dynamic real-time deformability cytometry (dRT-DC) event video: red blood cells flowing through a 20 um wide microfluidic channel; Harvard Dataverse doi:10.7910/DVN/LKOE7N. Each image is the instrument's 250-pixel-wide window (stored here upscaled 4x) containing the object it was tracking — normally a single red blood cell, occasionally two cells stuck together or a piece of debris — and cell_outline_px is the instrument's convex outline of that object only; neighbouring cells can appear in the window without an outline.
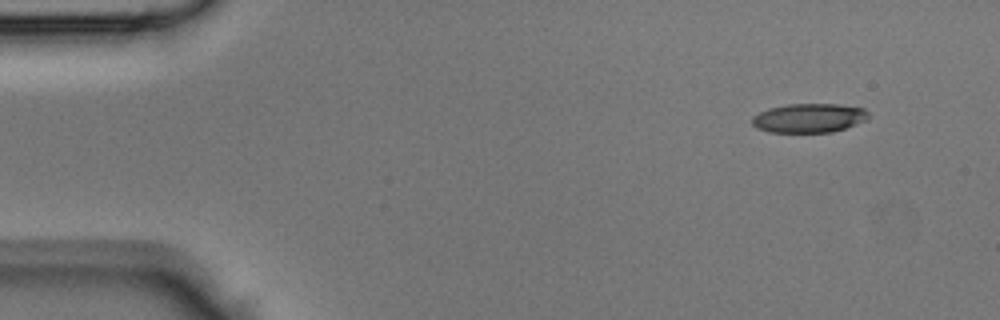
{"species": "Egyptian fruit bat (a non-hibernating species)", "species_latin": "Rousettus aegyptiacus", "temperature_condition": "room temperature", "stored_images_in_passage": 41, "camera_frame_rate_fps": 3000, "um_per_image_px": 0.085, "animal": {"sex": "male"}, "frame": {"image": 1, "passage_image": 1, "time_ms": 0.0, "image_size_px": [1000, 320], "cell_outline_px": [[868, 120], [832, 132], [768, 132], [756, 128], [752, 124], [752, 116], [768, 108], [788, 104], [840, 104], [864, 108], [868, 112]], "centroid_in_image_um": [68.76, 10.03], "position_along_channel_um": 16.2, "area_um2": 19.83}}
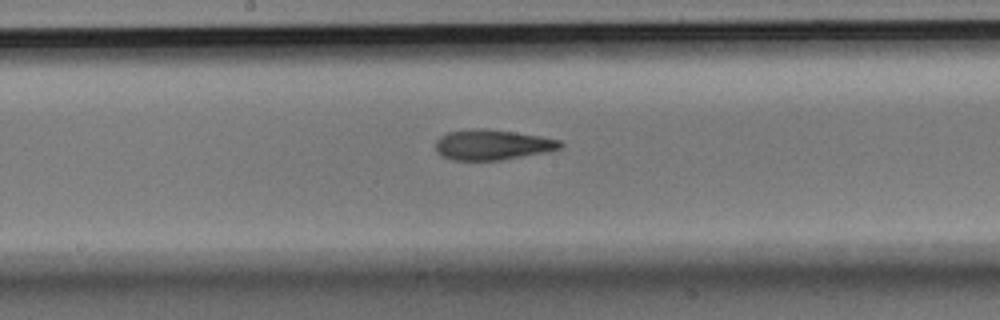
{"frame": {"image": 2, "passage_image": 20, "time_ms": 6.333, "image_size_px": [1000, 320], "cell_outline_px": [[564, 144], [560, 148], [544, 152], [500, 160], [452, 160], [436, 152], [436, 140], [440, 136], [448, 132], [476, 128], [484, 128], [540, 136], [560, 140]], "centroid_in_image_um": [41.82, 12.3], "position_along_channel_um": 206.4, "area_um2": 21.79}}
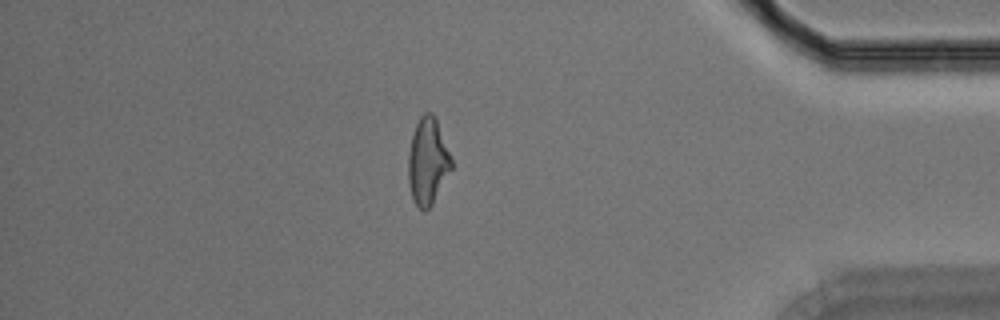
{"frame": {"image": 3, "passage_image": 35, "time_ms": 11.333, "image_size_px": [1000, 320], "cell_outline_px": [[452, 168], [432, 204], [424, 212], [412, 200], [408, 180], [408, 156], [412, 136], [416, 124], [420, 116], [424, 112], [432, 112], [436, 120], [452, 160]], "centroid_in_image_um": [36.34, 13.73], "position_along_channel_um": 398.9, "area_um2": 21.5}}